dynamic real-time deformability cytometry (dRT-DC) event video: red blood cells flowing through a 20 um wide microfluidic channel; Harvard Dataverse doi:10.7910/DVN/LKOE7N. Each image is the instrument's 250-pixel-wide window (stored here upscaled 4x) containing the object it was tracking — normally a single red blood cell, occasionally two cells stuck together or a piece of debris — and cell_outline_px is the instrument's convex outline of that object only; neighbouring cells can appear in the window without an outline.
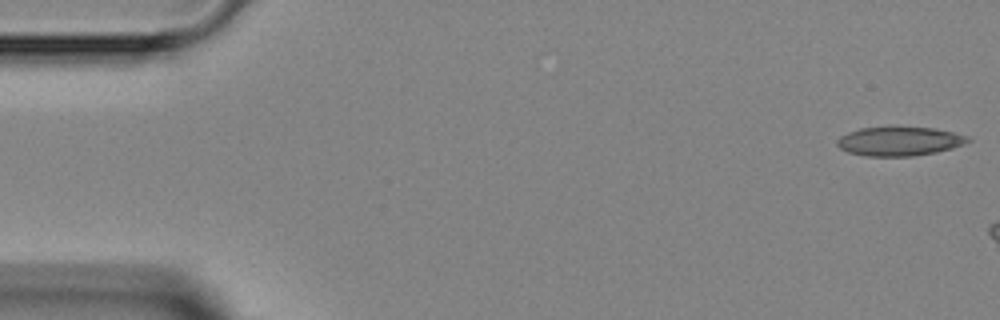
{"species": "Egyptian fruit bat (a non-hibernating species)", "species_latin": "Rousettus aegyptiacus", "temperature_condition": "room temperature", "stored_images_in_passage": 3, "camera_frame_rate_fps": 3000, "um_per_image_px": 0.085, "animal": {"sex": "female"}, "frame": {"image": 1, "passage_image": 1, "time_ms": 0.0, "image_size_px": [1000, 320], "cell_outline_px": [[972, 140], [964, 144], [952, 148], [936, 152], [912, 156], [868, 156], [848, 152], [840, 148], [836, 144], [836, 140], [840, 136], [848, 132], [860, 128], [932, 128], [952, 132], [968, 136]], "centroid_in_image_um": [76.44, 12.02], "position_along_channel_um": 8.6, "area_um2": 21.79}}